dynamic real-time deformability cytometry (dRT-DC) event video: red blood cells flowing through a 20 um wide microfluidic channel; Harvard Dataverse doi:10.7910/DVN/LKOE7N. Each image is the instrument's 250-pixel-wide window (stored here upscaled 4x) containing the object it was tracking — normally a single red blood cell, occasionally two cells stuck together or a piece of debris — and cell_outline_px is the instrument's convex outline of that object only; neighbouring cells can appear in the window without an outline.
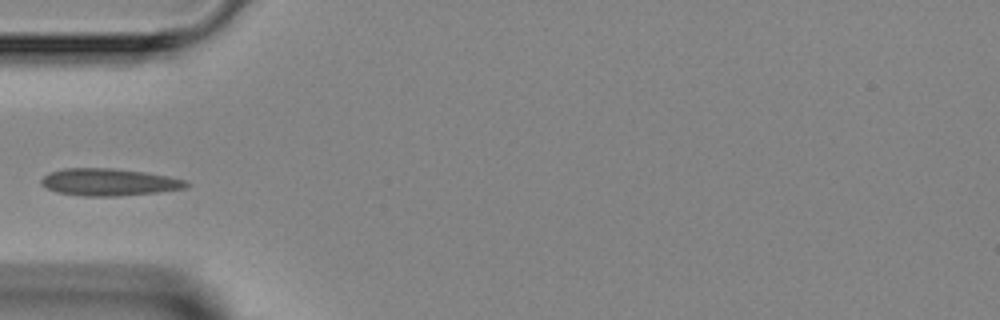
{"species": "Egyptian fruit bat (a non-hibernating species)", "species_latin": "Rousettus aegyptiacus", "temperature_condition": "room temperature", "stored_images_in_passage": 4, "camera_frame_rate_fps": 3000, "um_per_image_px": 0.085, "animal": {"sex": "female"}, "frame": {"image": 1, "passage_image": 3, "time_ms": 2.333, "image_size_px": [1000, 320], "cell_outline_px": [[192, 184], [188, 188], [156, 192], [116, 196], [84, 196], [56, 192], [48, 188], [40, 180], [44, 176], [52, 172], [64, 168], [112, 168], [144, 172], [168, 176], [184, 180]], "centroid_in_image_um": [9.31, 15.48], "position_along_channel_um": 75.7, "area_um2": 22.77}}
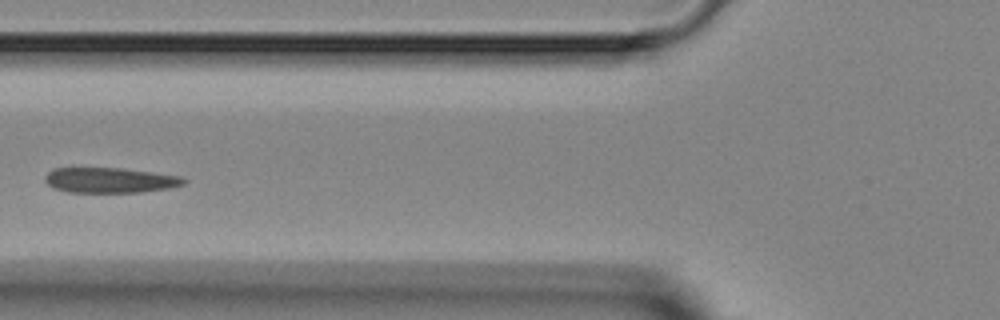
{"frame": {"image": 2, "passage_image": 4, "time_ms": 3.333, "image_size_px": [1000, 320], "cell_outline_px": [[188, 180], [184, 184], [168, 188], [140, 192], [68, 192], [52, 188], [44, 180], [44, 176], [52, 168], [120, 168], [152, 172], [180, 176]], "centroid_in_image_um": [9.31, 15.31], "position_along_channel_um": 116.5, "area_um2": 20.4}}